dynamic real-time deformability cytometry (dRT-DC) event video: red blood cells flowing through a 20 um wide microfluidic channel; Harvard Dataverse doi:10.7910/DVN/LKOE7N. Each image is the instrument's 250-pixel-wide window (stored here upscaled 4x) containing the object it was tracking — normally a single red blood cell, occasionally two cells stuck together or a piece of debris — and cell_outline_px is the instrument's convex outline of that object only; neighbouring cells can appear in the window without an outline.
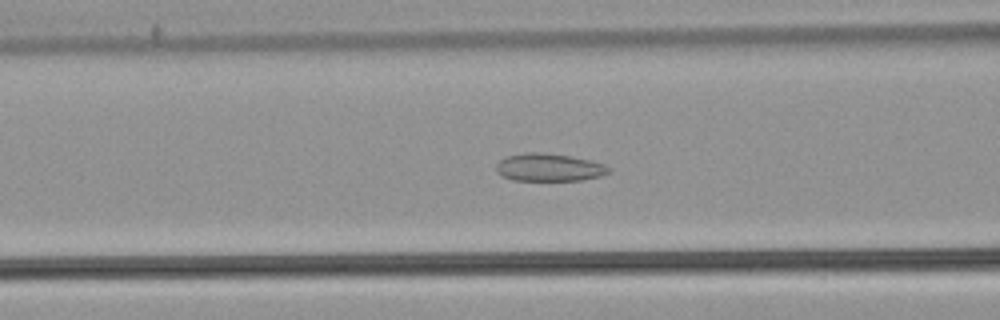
{"species": "common noctule bat (a hibernating species)", "species_latin": "Nyctalus noctula", "temperature_condition": "warm", "stored_images_in_passage": 21, "camera_frame_rate_fps": 3000, "um_per_image_px": 0.085, "animal": {"sex": "male", "body_mass_g": 21.5, "forearm_length_mm": 52.0}, "frame": {"image": 1, "passage_image": 13, "time_ms": 4.0, "image_size_px": [1000, 320], "cell_outline_px": [[612, 168], [608, 172], [600, 176], [580, 180], [512, 180], [500, 176], [496, 172], [496, 164], [500, 160], [508, 156], [528, 152], [540, 152], [568, 156], [592, 160], [604, 164]], "centroid_in_image_um": [46.65, 14.23], "position_along_channel_um": 120.0, "area_um2": 18.15}}
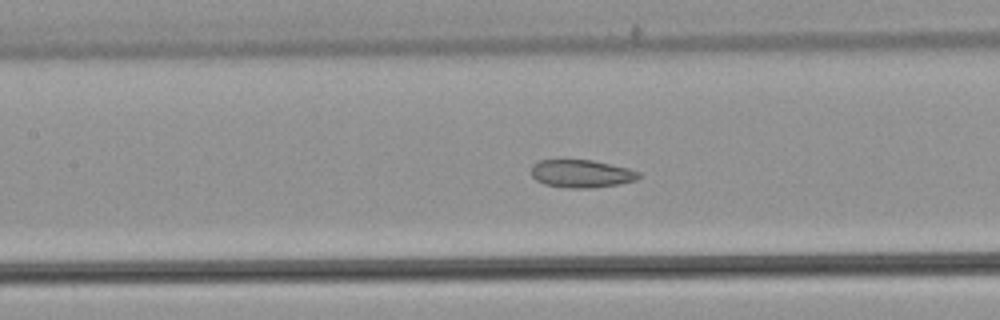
{"frame": {"image": 2, "passage_image": 16, "time_ms": 5.0, "image_size_px": [1000, 320], "cell_outline_px": [[640, 176], [636, 180], [620, 184], [592, 188], [568, 188], [544, 184], [536, 180], [532, 176], [532, 164], [540, 160], [592, 160], [628, 168], [640, 172]], "centroid_in_image_um": [49.42, 14.77], "position_along_channel_um": 158.0, "area_um2": 17.46}}
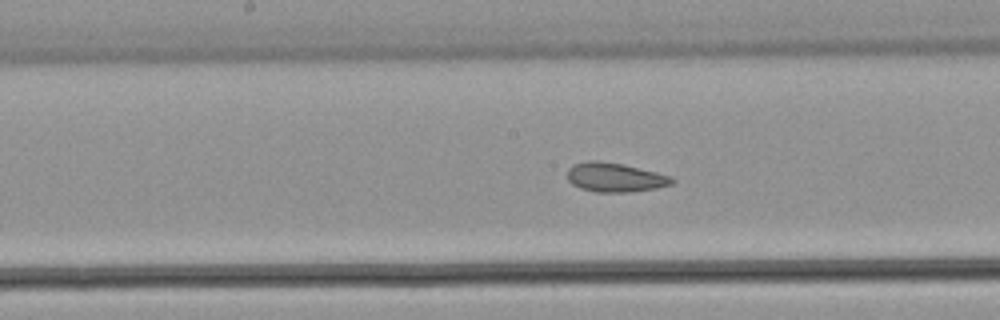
{"frame": {"image": 3, "passage_image": 19, "time_ms": 6.0, "image_size_px": [1000, 320], "cell_outline_px": [[676, 180], [672, 184], [656, 188], [628, 192], [596, 192], [580, 188], [572, 184], [568, 180], [568, 168], [572, 164], [588, 160], [596, 160], [620, 164], [656, 172], [672, 176]], "centroid_in_image_um": [52.26, 15.08], "position_along_channel_um": 195.9, "area_um2": 17.74}}